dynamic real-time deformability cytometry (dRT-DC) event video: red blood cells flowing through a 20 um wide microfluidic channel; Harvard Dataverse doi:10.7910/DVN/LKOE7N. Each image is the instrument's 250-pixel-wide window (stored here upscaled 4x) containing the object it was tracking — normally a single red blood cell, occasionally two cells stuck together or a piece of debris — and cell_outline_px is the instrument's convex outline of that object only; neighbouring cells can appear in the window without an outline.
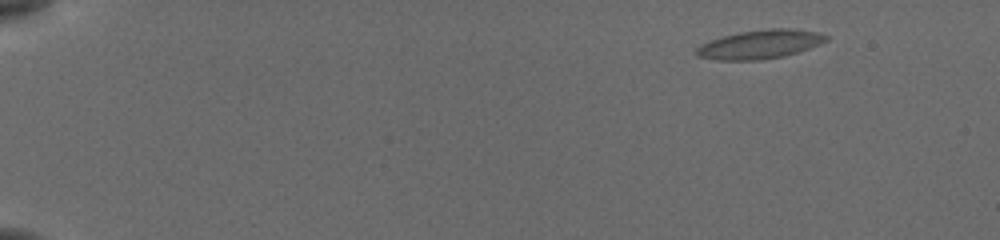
{"species": "common noctule bat (a hibernating species)", "species_latin": "Nyctalus noctula", "temperature_condition": "cold", "stored_images_in_passage": 53, "camera_frame_rate_fps": 3000, "um_per_image_px": 0.085, "animal": {"sex": "female", "body_mass_g": 19.5, "forearm_length_mm": 54.1}, "frame": {"image": 1, "passage_image": 3, "time_ms": 0.667, "image_size_px": [1000, 240], "cell_outline_px": [[828, 40], [808, 48], [796, 52], [780, 56], [752, 60], [720, 60], [700, 56], [696, 52], [696, 48], [712, 40], [724, 36], [744, 32], [772, 28], [780, 28], [816, 32], [828, 36]], "centroid_in_image_um": [64.61, 3.77], "position_along_channel_um": 20.4, "area_um2": 20.75}}
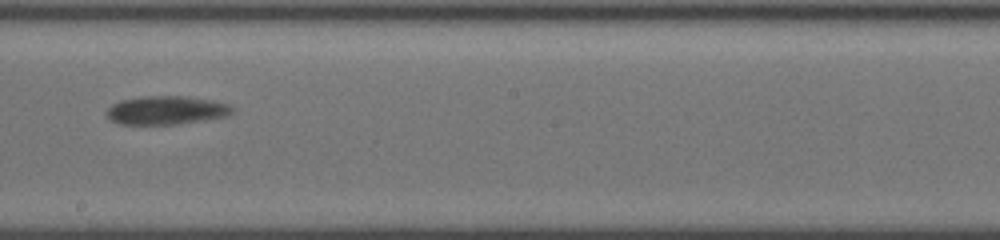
{"frame": {"image": 2, "passage_image": 31, "time_ms": 10.0, "image_size_px": [1000, 240], "cell_outline_px": [[232, 112], [224, 116], [176, 124], [120, 124], [112, 120], [108, 116], [108, 108], [112, 104], [120, 100], [140, 96], [184, 96], [208, 100], [228, 104], [232, 108]], "centroid_in_image_um": [14.07, 9.36], "position_along_channel_um": 234.1, "area_um2": 20.4}}
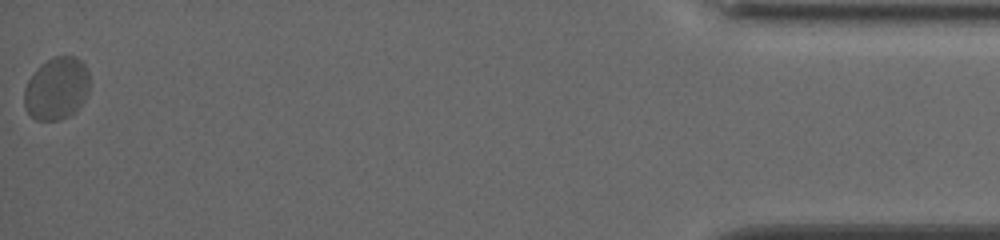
{"frame": {"image": 3, "passage_image": 53, "time_ms": 17.333, "image_size_px": [1000, 240], "cell_outline_px": [[88, 92], [80, 104], [68, 116], [56, 120], [36, 120], [28, 112], [24, 104], [24, 88], [28, 80], [40, 64], [52, 56], [76, 56], [84, 64], [88, 72]], "centroid_in_image_um": [4.78, 7.49], "position_along_channel_um": 430.4, "area_um2": 23.58}}